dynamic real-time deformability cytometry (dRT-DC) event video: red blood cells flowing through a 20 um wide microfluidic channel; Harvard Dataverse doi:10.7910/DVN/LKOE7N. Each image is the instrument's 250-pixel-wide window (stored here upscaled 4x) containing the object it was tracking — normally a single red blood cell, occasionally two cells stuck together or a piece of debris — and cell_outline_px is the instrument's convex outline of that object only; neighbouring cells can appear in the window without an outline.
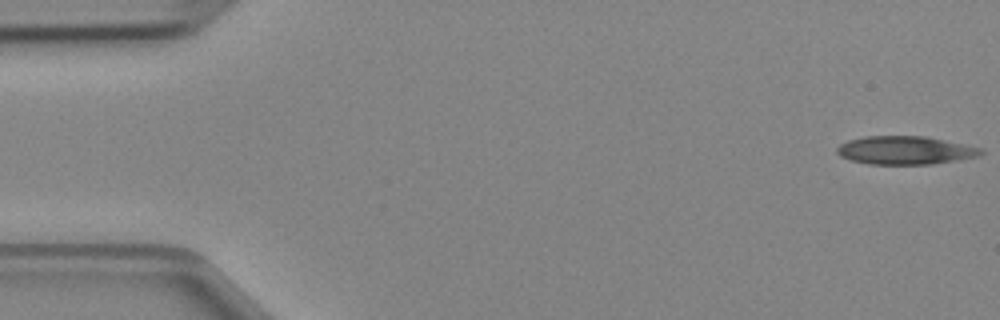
{"species": "Egyptian fruit bat (a non-hibernating species)", "species_latin": "Rousettus aegyptiacus", "temperature_condition": "cold", "stored_images_in_passage": 47, "camera_frame_rate_fps": 3000, "um_per_image_px": 0.085, "animal": {"sex": "female"}, "frame": {"image": 1, "passage_image": 1, "time_ms": 0.0, "image_size_px": [1000, 320], "cell_outline_px": [[984, 152], [976, 156], [956, 160], [932, 164], [868, 164], [852, 160], [840, 156], [836, 152], [836, 148], [840, 144], [848, 140], [864, 136], [924, 136], [980, 148]], "centroid_in_image_um": [76.87, 12.77], "position_along_channel_um": 8.1, "area_um2": 23.41}}
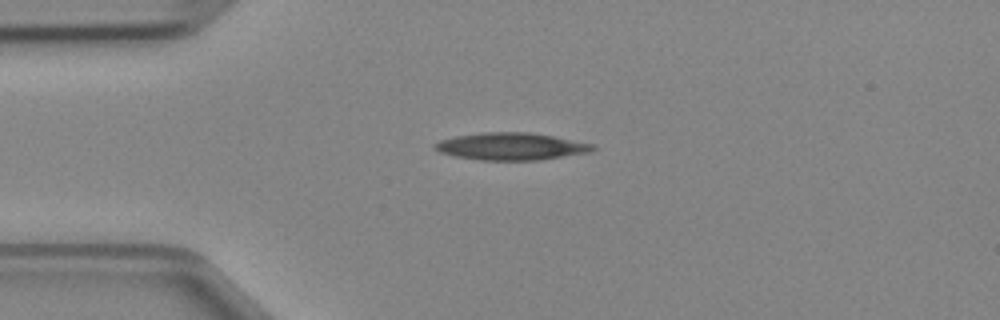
{"frame": {"image": 2, "passage_image": 11, "time_ms": 3.333, "image_size_px": [1000, 320], "cell_outline_px": [[596, 148], [592, 152], [540, 160], [480, 160], [456, 156], [440, 152], [432, 148], [432, 144], [440, 140], [456, 136], [484, 132], [528, 132], [552, 136], [596, 144]], "centroid_in_image_um": [43.47, 12.44], "position_along_channel_um": 41.5, "area_um2": 25.2}}
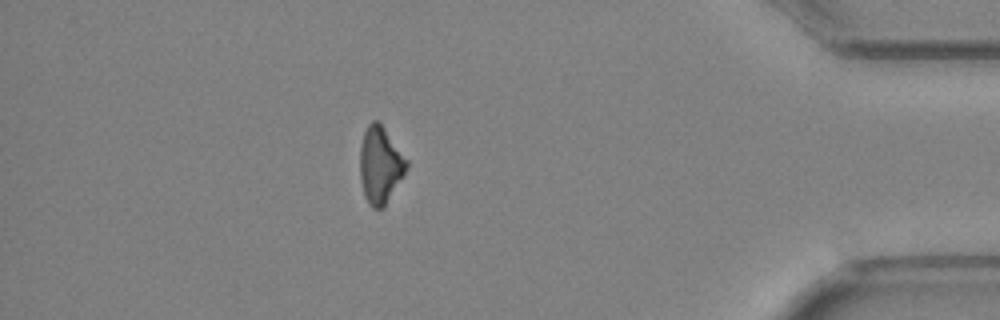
{"frame": {"image": 3, "passage_image": 41, "time_ms": 13.333, "image_size_px": [1000, 320], "cell_outline_px": [[408, 168], [384, 208], [372, 208], [368, 204], [364, 196], [360, 180], [360, 144], [364, 132], [368, 124], [372, 120], [380, 120], [408, 160]], "centroid_in_image_um": [32.32, 14.01], "position_along_channel_um": 402.9, "area_um2": 21.33}}